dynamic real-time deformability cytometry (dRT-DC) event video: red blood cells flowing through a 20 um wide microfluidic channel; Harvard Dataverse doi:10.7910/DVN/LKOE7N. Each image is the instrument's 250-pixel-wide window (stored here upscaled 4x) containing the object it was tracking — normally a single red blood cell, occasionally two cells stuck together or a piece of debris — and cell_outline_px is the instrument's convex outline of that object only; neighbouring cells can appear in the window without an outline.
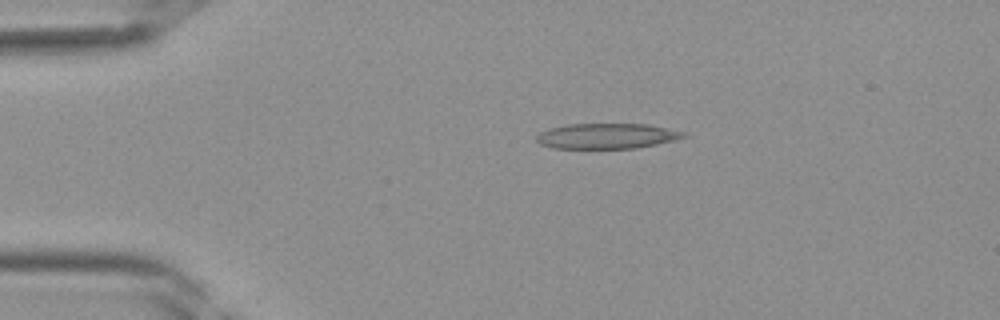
{"species": "Egyptian fruit bat (a non-hibernating species)", "species_latin": "Rousettus aegyptiacus", "temperature_condition": "room temperature", "stored_images_in_passage": 33, "camera_frame_rate_fps": 3000, "um_per_image_px": 0.085, "frame": {"image": 1, "passage_image": 1, "time_ms": 0.0, "image_size_px": [1000, 320], "cell_outline_px": [[688, 136], [676, 140], [636, 148], [552, 148], [540, 144], [536, 140], [536, 136], [540, 132], [548, 128], [568, 124], [648, 124], [684, 132]], "centroid_in_image_um": [51.56, 11.56], "position_along_channel_um": 33.4, "area_um2": 21.73}}
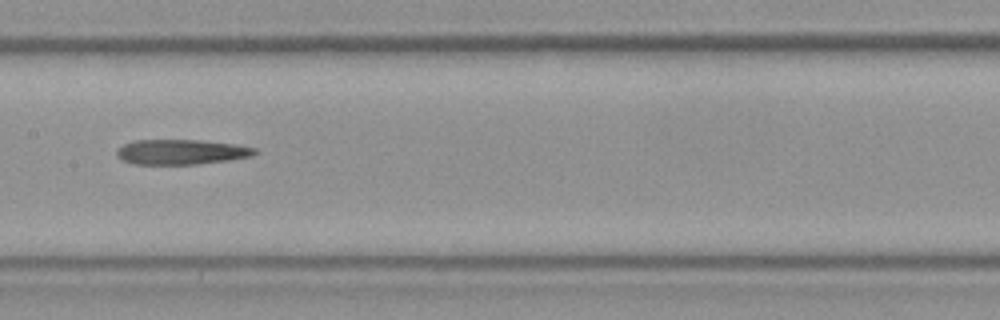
{"frame": {"image": 2, "passage_image": 13, "time_ms": 4.0, "image_size_px": [1000, 320], "cell_outline_px": [[260, 152], [252, 156], [228, 160], [196, 164], [132, 164], [120, 160], [116, 156], [116, 148], [124, 144], [136, 140], [200, 140], [236, 144], [256, 148]], "centroid_in_image_um": [15.39, 12.91], "position_along_channel_um": 192.0, "area_um2": 20.35}}
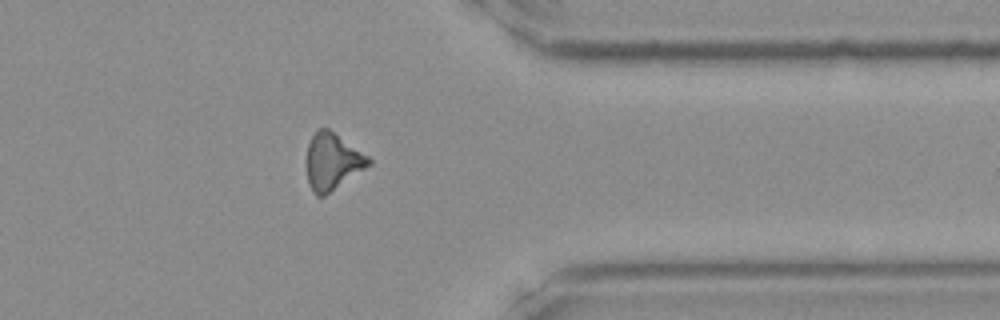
{"frame": {"image": 3, "passage_image": 25, "time_ms": 8.0, "image_size_px": [1000, 320], "cell_outline_px": [[372, 164], [324, 196], [316, 196], [312, 192], [308, 184], [308, 144], [316, 128], [328, 128], [368, 156], [372, 160]], "centroid_in_image_um": [28.26, 13.73], "position_along_channel_um": 383.1, "area_um2": 20.23}}